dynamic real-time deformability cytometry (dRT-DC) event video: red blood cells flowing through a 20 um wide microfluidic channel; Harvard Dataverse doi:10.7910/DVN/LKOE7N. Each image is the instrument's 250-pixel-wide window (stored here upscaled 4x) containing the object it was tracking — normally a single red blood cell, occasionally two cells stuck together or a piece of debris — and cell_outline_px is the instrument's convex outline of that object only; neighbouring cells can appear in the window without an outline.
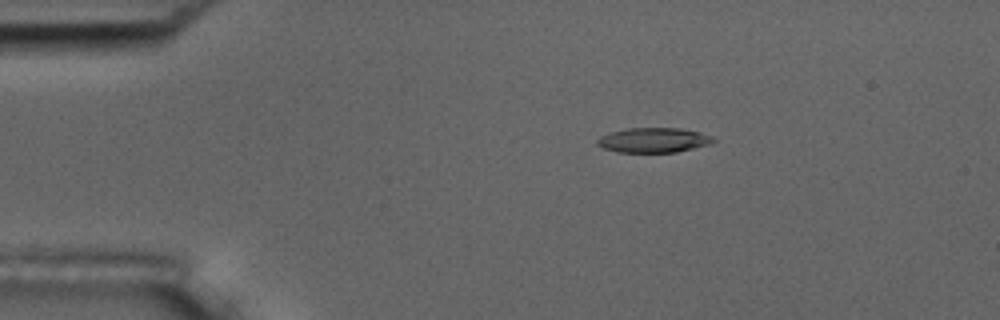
{"species": "common noctule bat (a hibernating species)", "species_latin": "Nyctalus noctula", "temperature_condition": "room temperature", "stored_images_in_passage": 5, "camera_frame_rate_fps": 3000, "um_per_image_px": 0.085, "animal": {"sex": "male", "body_mass_g": 17.5, "forearm_length_mm": 52.3}, "frame": {"image": 1, "passage_image": 2, "time_ms": 1.333, "image_size_px": [1000, 320], "cell_outline_px": [[716, 140], [712, 144], [676, 152], [616, 152], [604, 148], [596, 144], [596, 140], [600, 136], [612, 132], [628, 128], [680, 128], [700, 132], [712, 136]], "centroid_in_image_um": [55.58, 11.91], "position_along_channel_um": 29.4, "area_um2": 16.82}}
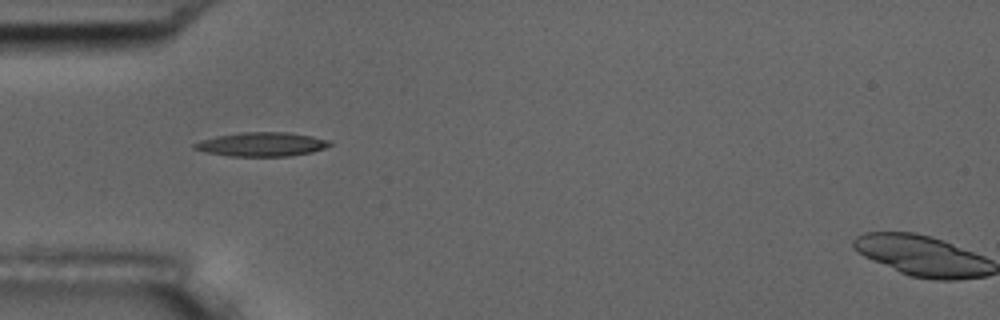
{"frame": {"image": 2, "passage_image": 4, "time_ms": 3.667, "image_size_px": [1000, 320], "cell_outline_px": [[332, 144], [324, 148], [312, 152], [288, 156], [228, 156], [204, 152], [192, 148], [192, 144], [200, 140], [216, 136], [240, 132], [288, 132], [312, 136], [328, 140]], "centroid_in_image_um": [22.19, 12.26], "position_along_channel_um": 62.8, "area_um2": 19.02}}